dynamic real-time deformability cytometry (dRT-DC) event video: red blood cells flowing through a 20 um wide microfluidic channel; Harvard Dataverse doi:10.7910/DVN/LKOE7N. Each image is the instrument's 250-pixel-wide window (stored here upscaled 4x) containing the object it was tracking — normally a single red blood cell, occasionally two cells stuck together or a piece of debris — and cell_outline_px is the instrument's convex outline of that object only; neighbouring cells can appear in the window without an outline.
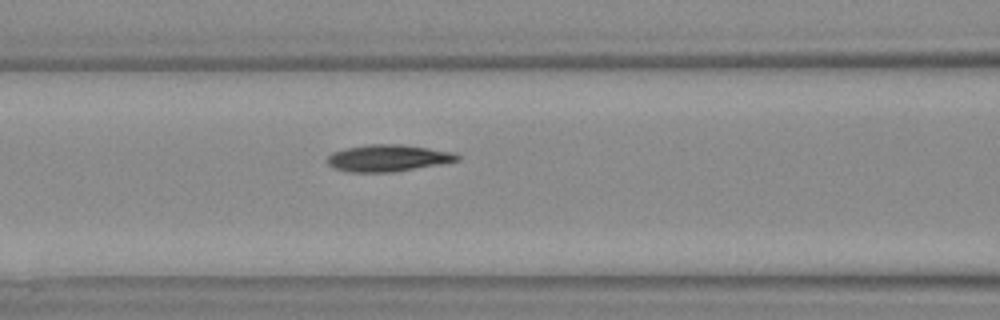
{"species": "Egyptian fruit bat (a non-hibernating species)", "species_latin": "Rousettus aegyptiacus", "temperature_condition": "warm", "stored_images_in_passage": 7, "segment_of_instrument_passage": [1, 2], "camera_frame_rate_fps": 3000, "um_per_image_px": 0.085, "animal": {"sex": "female"}, "frame": {"image": 1, "passage_image": 6, "time_ms": 6.0, "image_size_px": [1000, 320], "cell_outline_px": [[460, 160], [440, 164], [392, 172], [348, 172], [336, 168], [328, 164], [328, 156], [332, 152], [348, 148], [368, 144], [400, 144], [456, 152], [460, 156]], "centroid_in_image_um": [33.01, 13.43], "position_along_channel_um": 133.6, "area_um2": 20.17}}